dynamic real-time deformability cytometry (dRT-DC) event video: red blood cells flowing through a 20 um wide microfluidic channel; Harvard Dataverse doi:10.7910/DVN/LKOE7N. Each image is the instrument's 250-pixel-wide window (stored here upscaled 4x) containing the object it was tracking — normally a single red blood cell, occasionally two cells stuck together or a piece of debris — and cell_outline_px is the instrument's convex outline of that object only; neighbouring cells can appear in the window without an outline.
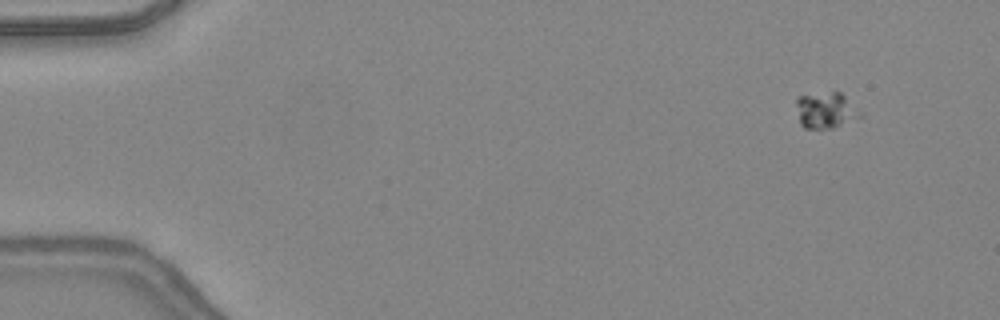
{"species": "common noctule bat (a hibernating species)", "species_latin": "Nyctalus noctula", "temperature_condition": "warm", "stored_images_in_passage": 49, "camera_frame_rate_fps": 3000, "um_per_image_px": 0.085, "animal": {"sex": "female", "body_mass_g": 24.6, "forearm_length_mm": 56.2}, "frame": {"image": 1, "passage_image": 5, "time_ms": 1.333, "image_size_px": [1000, 320], "cell_outline_px": [[864, 116], [832, 128], [804, 128], [800, 124], [796, 104], [796, 100], [800, 96], [832, 92], [840, 92], [864, 112]], "centroid_in_image_um": [70.25, 9.39], "position_along_channel_um": 14.8, "area_um2": 13.47}}
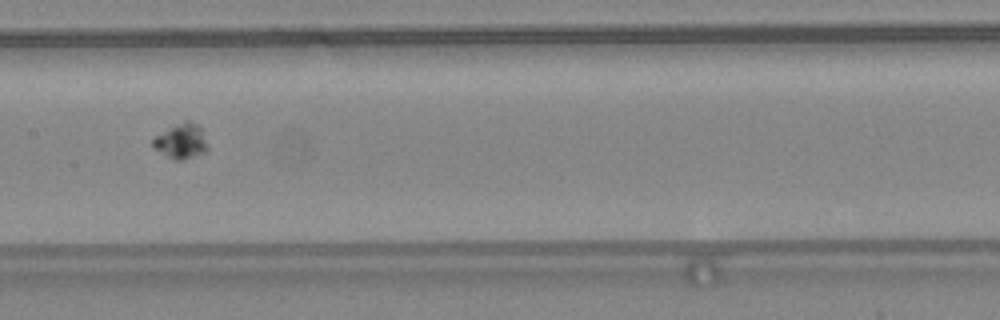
{"frame": {"image": 2, "passage_image": 26, "time_ms": 8.333, "image_size_px": [1000, 320], "cell_outline_px": [[208, 148], [204, 152], [180, 160], [176, 160], [152, 148], [152, 140], [156, 136], [168, 128], [184, 120], [188, 120], [196, 124], [200, 128]], "centroid_in_image_um": [15.36, 11.98], "position_along_channel_um": 192.0, "area_um2": 10.81}}
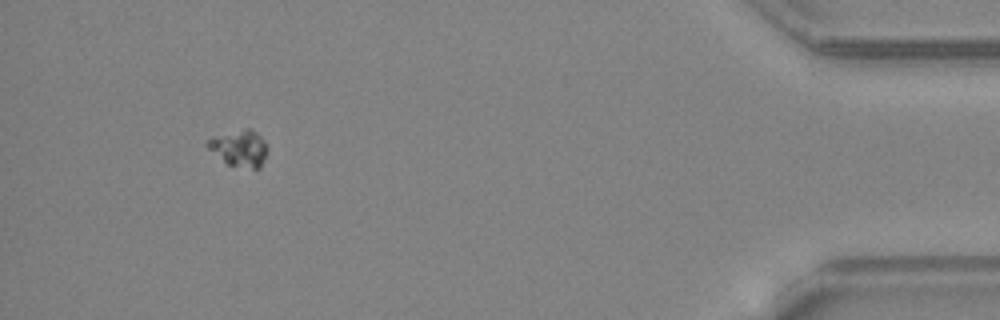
{"frame": {"image": 3, "passage_image": 46, "time_ms": 15.0, "image_size_px": [1000, 320], "cell_outline_px": [[268, 148], [264, 160], [260, 168], [252, 168], [228, 164], [208, 148], [204, 144], [208, 140], [244, 128], [248, 128], [256, 132], [264, 140]], "centroid_in_image_um": [20.4, 12.6], "position_along_channel_um": 414.8, "area_um2": 12.25}}